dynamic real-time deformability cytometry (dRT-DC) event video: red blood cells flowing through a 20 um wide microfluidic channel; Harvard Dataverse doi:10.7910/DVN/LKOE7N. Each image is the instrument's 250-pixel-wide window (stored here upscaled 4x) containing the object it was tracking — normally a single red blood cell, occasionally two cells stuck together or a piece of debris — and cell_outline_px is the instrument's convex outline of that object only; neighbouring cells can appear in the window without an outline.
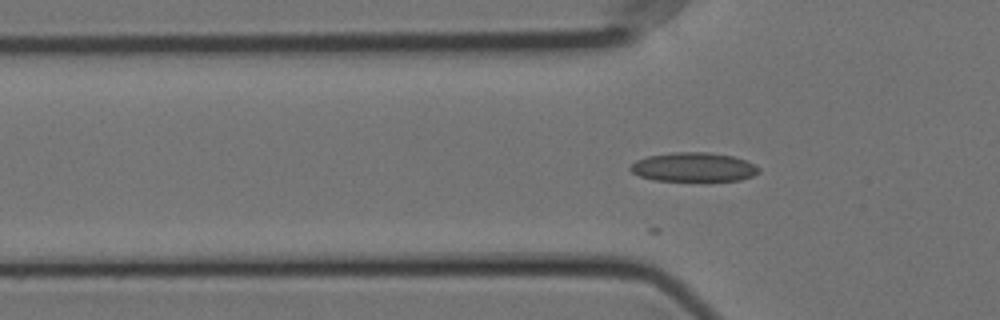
{"species": "Egyptian fruit bat (a non-hibernating species)", "species_latin": "Rousettus aegyptiacus", "temperature_condition": "cold", "stored_images_in_passage": 9, "camera_frame_rate_fps": 3000, "um_per_image_px": 0.085, "animal": {"sex": "female"}, "frame": {"image": 1, "passage_image": 2, "time_ms": 0.333, "image_size_px": [1000, 320], "cell_outline_px": [[760, 172], [752, 176], [740, 180], [652, 180], [640, 176], [632, 172], [628, 168], [636, 160], [648, 156], [672, 152], [708, 152], [732, 156], [744, 160], [760, 168]], "centroid_in_image_um": [58.93, 14.2], "position_along_channel_um": 66.9, "area_um2": 21.56}}
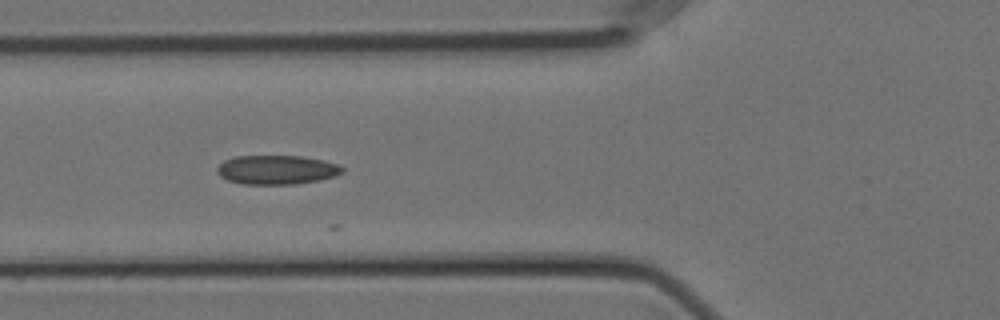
{"frame": {"image": 2, "passage_image": 5, "time_ms": 1.333, "image_size_px": [1000, 320], "cell_outline_px": [[344, 172], [332, 176], [316, 180], [296, 184], [244, 184], [228, 180], [220, 176], [216, 172], [216, 168], [224, 160], [236, 156], [300, 156], [320, 160], [336, 164], [344, 168]], "centroid_in_image_um": [23.46, 14.43], "position_along_channel_um": 102.3, "area_um2": 20.98}}
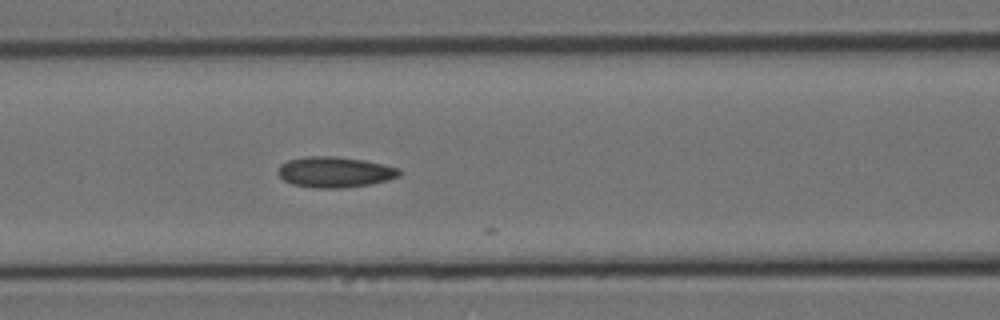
{"frame": {"image": 3, "passage_image": 8, "time_ms": 2.333, "image_size_px": [1000, 320], "cell_outline_px": [[400, 176], [388, 180], [368, 184], [340, 188], [312, 188], [292, 184], [284, 180], [276, 172], [280, 164], [288, 160], [304, 156], [336, 156], [364, 160], [384, 164], [400, 168]], "centroid_in_image_um": [28.44, 14.62], "position_along_channel_um": 138.2, "area_um2": 21.85}}